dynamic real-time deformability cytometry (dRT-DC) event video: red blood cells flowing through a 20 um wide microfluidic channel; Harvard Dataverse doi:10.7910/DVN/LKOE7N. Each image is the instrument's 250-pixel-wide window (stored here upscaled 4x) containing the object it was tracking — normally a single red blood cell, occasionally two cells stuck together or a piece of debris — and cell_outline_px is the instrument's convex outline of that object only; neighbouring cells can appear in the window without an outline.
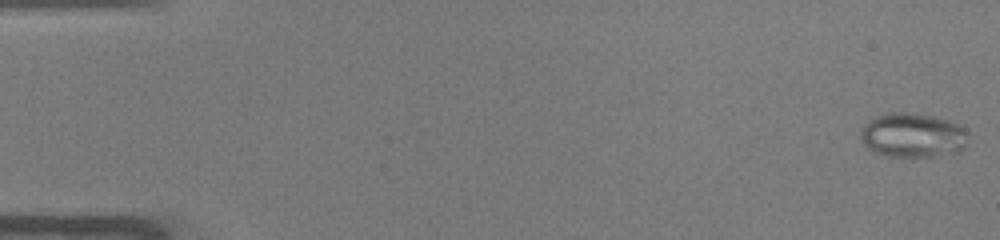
{"species": "common noctule bat (a hibernating species)", "species_latin": "Nyctalus noctula", "temperature_condition": "warm", "stored_images_in_passage": 51, "camera_frame_rate_fps": 3000, "um_per_image_px": 0.085, "animal": {"sex": "male", "body_mass_g": 19.0, "forearm_length_mm": 50.8}, "frame": {"image": 1, "passage_image": 1, "time_ms": 0.0, "image_size_px": [1000, 240], "cell_outline_px": [[968, 144], [960, 152], [932, 156], [888, 156], [872, 152], [864, 144], [860, 136], [860, 132], [864, 124], [868, 120], [876, 116], [888, 112], [912, 112], [936, 116], [952, 120], [960, 124], [968, 132]], "centroid_in_image_um": [77.62, 11.47], "position_along_channel_um": 7.4, "area_um2": 28.5}}
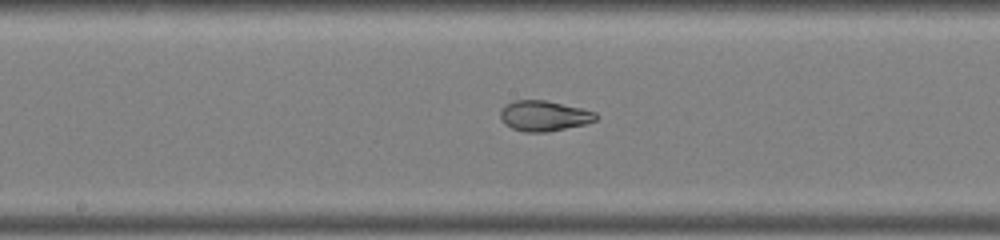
{"frame": {"image": 2, "passage_image": 27, "time_ms": 8.667, "image_size_px": [1000, 240], "cell_outline_px": [[600, 116], [596, 120], [584, 124], [548, 132], [524, 132], [512, 128], [504, 124], [500, 116], [500, 108], [504, 104], [516, 100], [544, 100], [580, 108], [596, 112]], "centroid_in_image_um": [46.21, 9.85], "position_along_channel_um": 202.0, "area_um2": 16.99}}
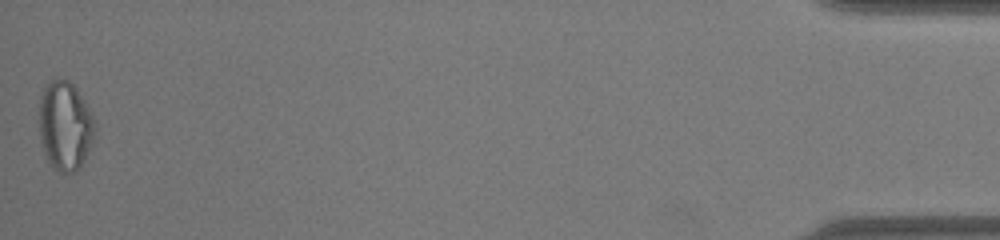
{"frame": {"image": 3, "passage_image": 51, "time_ms": 16.667, "image_size_px": [1000, 240], "cell_outline_px": [[96, 136], [84, 160], [76, 172], [60, 172], [52, 168], [44, 152], [40, 136], [40, 96], [44, 88], [56, 76], [68, 80], [76, 88], [84, 100], [96, 120]], "centroid_in_image_um": [5.57, 10.69], "position_along_channel_um": 429.6, "area_um2": 29.19}, "authors_computed_cell_mechanics": {"area_um2": 22.253, "velocity_mm_per_s": 3.9862, "shape_relaxation_time_tau1_ms": null, "shape_relaxation_time_tau2_ms": 0.6153, "deformation_change_tau1": null, "deformation_change_tau2": 0.0625}}